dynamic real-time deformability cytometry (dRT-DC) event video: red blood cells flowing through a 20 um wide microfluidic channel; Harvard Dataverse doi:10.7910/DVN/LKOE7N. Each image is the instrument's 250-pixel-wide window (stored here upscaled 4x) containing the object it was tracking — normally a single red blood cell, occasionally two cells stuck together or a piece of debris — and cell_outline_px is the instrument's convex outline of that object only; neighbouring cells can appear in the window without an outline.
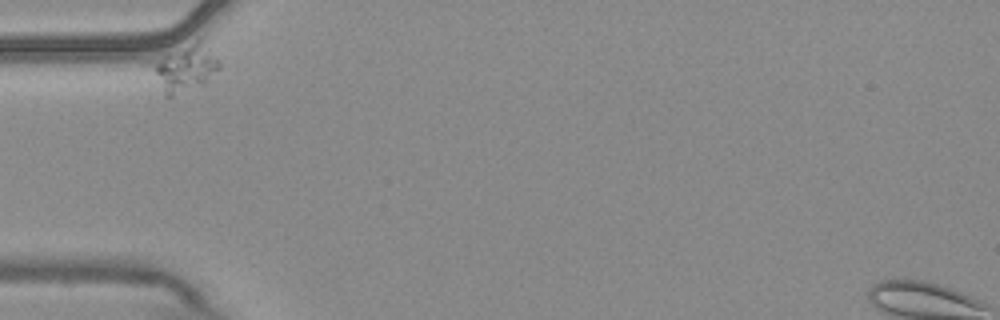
{"species": "common noctule bat (a hibernating species)", "species_latin": "Nyctalus noctula", "temperature_condition": "warm", "stored_images_in_passage": 3, "camera_frame_rate_fps": 3000, "um_per_image_px": 0.085, "animal": {"sex": "male", "body_mass_g": 20.4}, "frame": {"image": 1, "passage_image": 1, "time_ms": 0.0, "image_size_px": [1000, 320], "cell_outline_px": [[220, 68], [204, 84], [172, 96], [164, 96], [144, 64], [200, 36], [220, 64]], "centroid_in_image_um": [15.61, 5.76], "position_along_channel_um": 69.4, "area_um2": 19.25}}
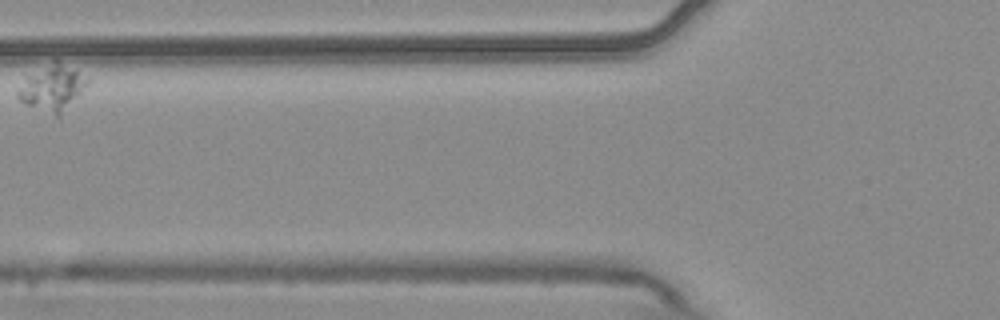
{"frame": {"image": 2, "passage_image": 3, "time_ms": 0.667, "image_size_px": [1000, 320], "cell_outline_px": [[88, 84], [60, 116], [56, 116], [28, 104], [20, 100], [16, 96], [16, 88], [24, 76], [52, 56], [56, 56], [88, 80]], "centroid_in_image_um": [4.37, 7.35], "position_along_channel_um": 121.4, "area_um2": 19.13}}